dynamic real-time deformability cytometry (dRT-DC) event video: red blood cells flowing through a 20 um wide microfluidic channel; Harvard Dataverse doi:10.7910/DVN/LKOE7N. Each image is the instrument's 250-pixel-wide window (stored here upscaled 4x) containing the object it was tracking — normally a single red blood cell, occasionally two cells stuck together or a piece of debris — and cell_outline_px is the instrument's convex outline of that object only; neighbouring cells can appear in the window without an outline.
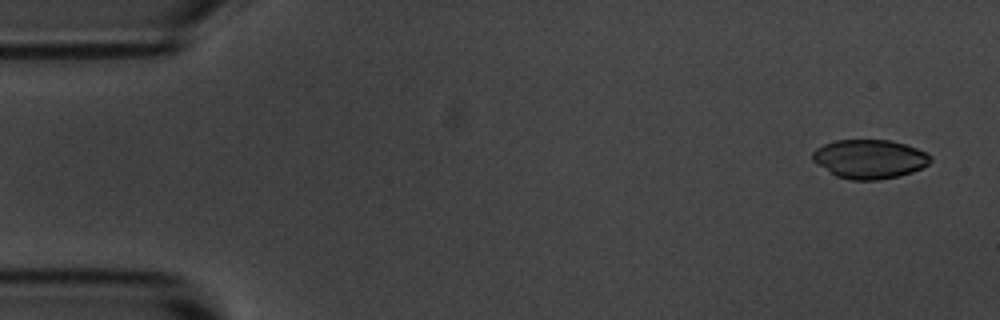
{"species": "common noctule bat (a hibernating species)", "species_latin": "Nyctalus noctula", "temperature_condition": "room temperature", "stored_images_in_passage": 5, "camera_frame_rate_fps": 3000, "um_per_image_px": 0.085, "animal": {"sex": "male", "body_mass_g": 20.1, "forearm_length_mm": 53.5}, "frame": {"image": 1, "passage_image": 1, "time_ms": 0.0, "image_size_px": [1000, 320], "cell_outline_px": [[932, 160], [924, 168], [912, 172], [880, 180], [848, 180], [836, 176], [812, 160], [812, 152], [816, 148], [824, 144], [836, 140], [892, 140], [928, 152], [932, 156]], "centroid_in_image_um": [73.94, 13.52], "position_along_channel_um": 11.1, "area_um2": 26.93}}
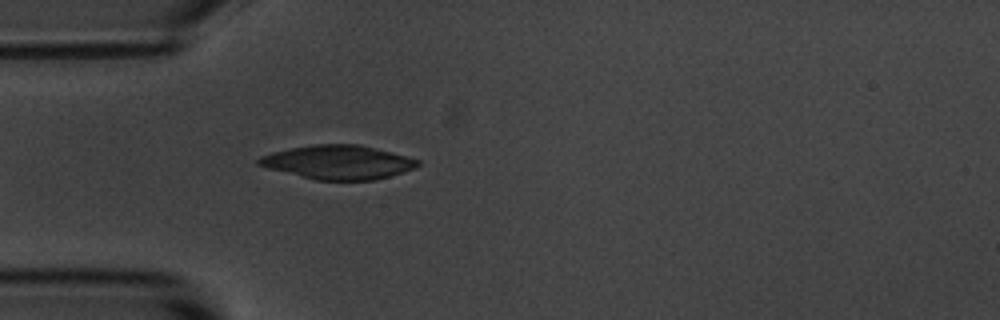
{"frame": {"image": 2, "passage_image": 5, "time_ms": 4.333, "image_size_px": [1000, 320], "cell_outline_px": [[420, 164], [416, 168], [388, 176], [372, 180], [316, 180], [268, 168], [256, 164], [256, 160], [260, 156], [272, 152], [292, 148], [316, 144], [360, 144], [376, 148], [420, 160]], "centroid_in_image_um": [28.73, 13.78], "position_along_channel_um": 56.3, "area_um2": 31.21}}